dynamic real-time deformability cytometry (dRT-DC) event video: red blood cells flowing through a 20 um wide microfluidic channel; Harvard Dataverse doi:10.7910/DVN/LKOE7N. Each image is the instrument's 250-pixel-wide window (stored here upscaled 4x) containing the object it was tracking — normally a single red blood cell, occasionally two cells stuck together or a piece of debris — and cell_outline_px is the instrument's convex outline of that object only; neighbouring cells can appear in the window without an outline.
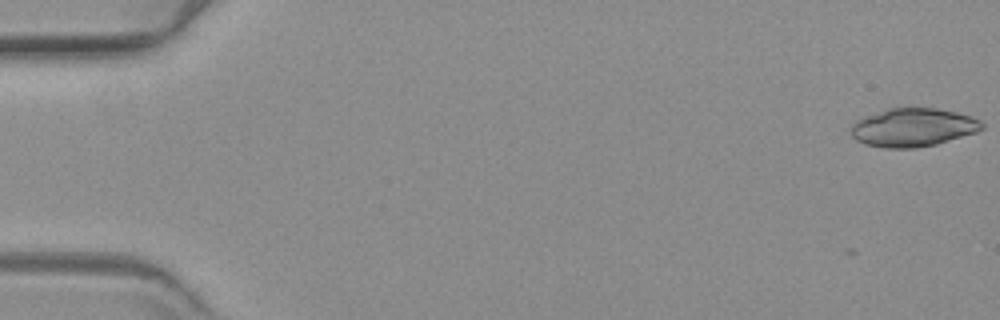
{"species": "common noctule bat (a hibernating species)", "species_latin": "Nyctalus noctula", "temperature_condition": "warm", "stored_images_in_passage": 3, "camera_frame_rate_fps": 3000, "um_per_image_px": 0.085, "animal": {"sex": "female", "body_mass_g": 19.3, "forearm_length_mm": 54.1}, "frame": {"image": 1, "passage_image": 1, "time_ms": 0.0, "image_size_px": [1000, 320], "cell_outline_px": [[984, 128], [976, 132], [936, 144], [916, 148], [884, 148], [864, 144], [856, 140], [852, 136], [852, 124], [856, 120], [864, 116], [888, 108], [936, 108], [956, 112], [972, 116], [980, 120], [984, 124]], "centroid_in_image_um": [77.61, 10.83], "position_along_channel_um": 7.4, "area_um2": 29.36}}